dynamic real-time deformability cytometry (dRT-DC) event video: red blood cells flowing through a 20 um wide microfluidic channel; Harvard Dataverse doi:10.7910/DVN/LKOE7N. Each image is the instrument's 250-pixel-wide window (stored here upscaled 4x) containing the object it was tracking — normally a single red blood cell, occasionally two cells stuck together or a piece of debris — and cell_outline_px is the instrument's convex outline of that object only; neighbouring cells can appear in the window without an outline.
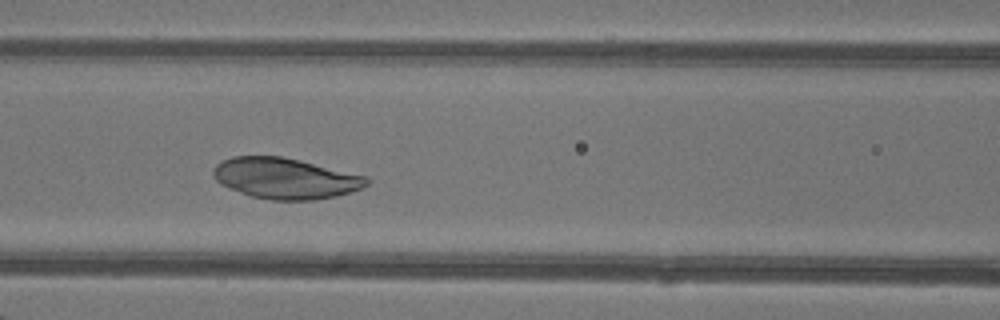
{"species": "common noctule bat (a hibernating species)", "species_latin": "Nyctalus noctula", "temperature_condition": "warm", "stored_images_in_passage": 34, "camera_frame_rate_fps": 3000, "um_per_image_px": 0.085, "animal": {"sex": "female"}, "frame": {"image": 1, "passage_image": 16, "time_ms": 5.0, "image_size_px": [1000, 320], "cell_outline_px": [[372, 180], [368, 184], [360, 188], [336, 196], [316, 200], [272, 200], [252, 196], [240, 192], [220, 184], [212, 176], [212, 168], [216, 164], [232, 156], [280, 156], [300, 160], [368, 176]], "centroid_in_image_um": [24.25, 15.15], "position_along_channel_um": 142.4, "area_um2": 36.59}}
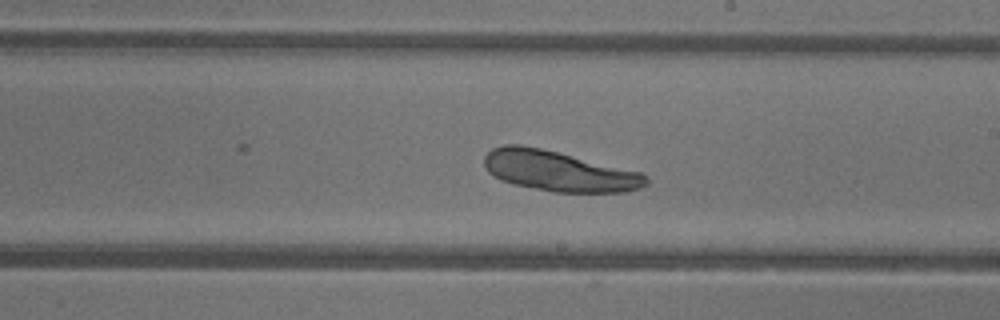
{"frame": {"image": 2, "passage_image": 23, "time_ms": 7.333, "image_size_px": [1000, 320], "cell_outline_px": [[648, 184], [640, 188], [628, 192], [556, 192], [512, 184], [500, 180], [492, 176], [488, 172], [484, 164], [484, 156], [492, 148], [504, 144], [520, 144], [540, 148], [640, 172], [648, 176]], "centroid_in_image_um": [47.47, 14.54], "position_along_channel_um": 241.5, "area_um2": 37.97}}
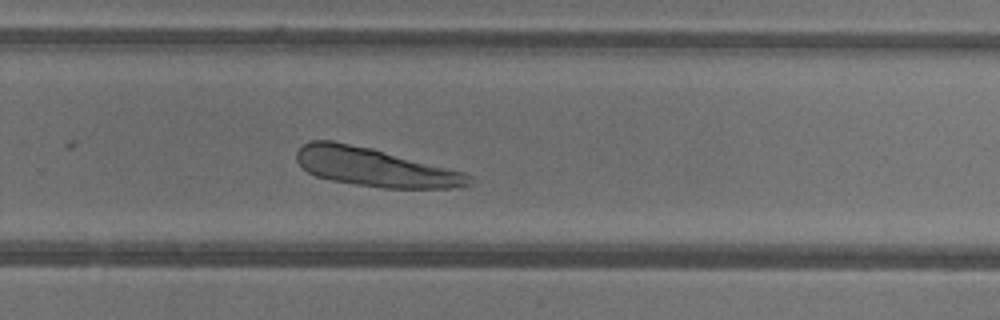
{"frame": {"image": 3, "passage_image": 27, "time_ms": 8.667, "image_size_px": [1000, 320], "cell_outline_px": [[476, 180], [472, 184], [452, 188], [380, 188], [332, 180], [316, 176], [308, 172], [296, 160], [296, 152], [304, 144], [312, 140], [332, 140], [372, 148], [464, 172], [472, 176]], "centroid_in_image_um": [31.89, 14.22], "position_along_channel_um": 297.9, "area_um2": 38.61}}